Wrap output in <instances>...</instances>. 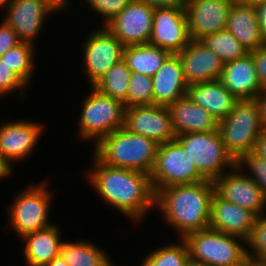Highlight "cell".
Segmentation results:
<instances>
[{
  "mask_svg": "<svg viewBox=\"0 0 266 266\" xmlns=\"http://www.w3.org/2000/svg\"><path fill=\"white\" fill-rule=\"evenodd\" d=\"M246 243L253 250L252 254L247 251L248 258L258 266H266V217L264 214L257 216L252 235Z\"/></svg>",
  "mask_w": 266,
  "mask_h": 266,
  "instance_id": "cell-33",
  "label": "cell"
},
{
  "mask_svg": "<svg viewBox=\"0 0 266 266\" xmlns=\"http://www.w3.org/2000/svg\"><path fill=\"white\" fill-rule=\"evenodd\" d=\"M20 43L17 33L4 21L0 25V56Z\"/></svg>",
  "mask_w": 266,
  "mask_h": 266,
  "instance_id": "cell-37",
  "label": "cell"
},
{
  "mask_svg": "<svg viewBox=\"0 0 266 266\" xmlns=\"http://www.w3.org/2000/svg\"><path fill=\"white\" fill-rule=\"evenodd\" d=\"M233 0H195L185 7L188 32L191 39L226 29Z\"/></svg>",
  "mask_w": 266,
  "mask_h": 266,
  "instance_id": "cell-14",
  "label": "cell"
},
{
  "mask_svg": "<svg viewBox=\"0 0 266 266\" xmlns=\"http://www.w3.org/2000/svg\"><path fill=\"white\" fill-rule=\"evenodd\" d=\"M258 105L260 119L266 129V88H264L254 99Z\"/></svg>",
  "mask_w": 266,
  "mask_h": 266,
  "instance_id": "cell-40",
  "label": "cell"
},
{
  "mask_svg": "<svg viewBox=\"0 0 266 266\" xmlns=\"http://www.w3.org/2000/svg\"><path fill=\"white\" fill-rule=\"evenodd\" d=\"M236 239V240H235ZM237 239H244L225 234L211 228L192 232L185 241L190 261L203 266H235L247 257V249Z\"/></svg>",
  "mask_w": 266,
  "mask_h": 266,
  "instance_id": "cell-5",
  "label": "cell"
},
{
  "mask_svg": "<svg viewBox=\"0 0 266 266\" xmlns=\"http://www.w3.org/2000/svg\"><path fill=\"white\" fill-rule=\"evenodd\" d=\"M226 30L230 32L248 52L265 43L255 5L233 3L229 12Z\"/></svg>",
  "mask_w": 266,
  "mask_h": 266,
  "instance_id": "cell-24",
  "label": "cell"
},
{
  "mask_svg": "<svg viewBox=\"0 0 266 266\" xmlns=\"http://www.w3.org/2000/svg\"><path fill=\"white\" fill-rule=\"evenodd\" d=\"M85 46V68L93 87L113 65L123 59L125 46L105 26L93 31Z\"/></svg>",
  "mask_w": 266,
  "mask_h": 266,
  "instance_id": "cell-13",
  "label": "cell"
},
{
  "mask_svg": "<svg viewBox=\"0 0 266 266\" xmlns=\"http://www.w3.org/2000/svg\"><path fill=\"white\" fill-rule=\"evenodd\" d=\"M219 81L239 101L254 100L264 89L258 80L251 52L225 63Z\"/></svg>",
  "mask_w": 266,
  "mask_h": 266,
  "instance_id": "cell-19",
  "label": "cell"
},
{
  "mask_svg": "<svg viewBox=\"0 0 266 266\" xmlns=\"http://www.w3.org/2000/svg\"><path fill=\"white\" fill-rule=\"evenodd\" d=\"M11 171L10 163L0 154V179L9 176Z\"/></svg>",
  "mask_w": 266,
  "mask_h": 266,
  "instance_id": "cell-43",
  "label": "cell"
},
{
  "mask_svg": "<svg viewBox=\"0 0 266 266\" xmlns=\"http://www.w3.org/2000/svg\"><path fill=\"white\" fill-rule=\"evenodd\" d=\"M194 157L175 139L159 144L156 160L150 173L155 193L162 188L202 182Z\"/></svg>",
  "mask_w": 266,
  "mask_h": 266,
  "instance_id": "cell-7",
  "label": "cell"
},
{
  "mask_svg": "<svg viewBox=\"0 0 266 266\" xmlns=\"http://www.w3.org/2000/svg\"><path fill=\"white\" fill-rule=\"evenodd\" d=\"M191 41L185 8L179 5L156 8L153 14L150 45L169 51L181 52Z\"/></svg>",
  "mask_w": 266,
  "mask_h": 266,
  "instance_id": "cell-11",
  "label": "cell"
},
{
  "mask_svg": "<svg viewBox=\"0 0 266 266\" xmlns=\"http://www.w3.org/2000/svg\"><path fill=\"white\" fill-rule=\"evenodd\" d=\"M256 219L257 215L254 212L226 201L214 193L209 228L240 237L247 242L252 235Z\"/></svg>",
  "mask_w": 266,
  "mask_h": 266,
  "instance_id": "cell-18",
  "label": "cell"
},
{
  "mask_svg": "<svg viewBox=\"0 0 266 266\" xmlns=\"http://www.w3.org/2000/svg\"><path fill=\"white\" fill-rule=\"evenodd\" d=\"M200 40L213 51L224 64L232 62L249 53L226 29L206 35Z\"/></svg>",
  "mask_w": 266,
  "mask_h": 266,
  "instance_id": "cell-29",
  "label": "cell"
},
{
  "mask_svg": "<svg viewBox=\"0 0 266 266\" xmlns=\"http://www.w3.org/2000/svg\"><path fill=\"white\" fill-rule=\"evenodd\" d=\"M217 129L224 146L236 161L254 151L256 140L265 130L254 100L238 101L218 122Z\"/></svg>",
  "mask_w": 266,
  "mask_h": 266,
  "instance_id": "cell-4",
  "label": "cell"
},
{
  "mask_svg": "<svg viewBox=\"0 0 266 266\" xmlns=\"http://www.w3.org/2000/svg\"><path fill=\"white\" fill-rule=\"evenodd\" d=\"M248 166L252 171L253 176H248L252 179L262 190L266 199V160L259 158L253 152L242 156L237 161V167L241 169L243 166ZM246 164V165H245Z\"/></svg>",
  "mask_w": 266,
  "mask_h": 266,
  "instance_id": "cell-34",
  "label": "cell"
},
{
  "mask_svg": "<svg viewBox=\"0 0 266 266\" xmlns=\"http://www.w3.org/2000/svg\"><path fill=\"white\" fill-rule=\"evenodd\" d=\"M235 3L240 4H248V5H256L259 2L266 1V0H233Z\"/></svg>",
  "mask_w": 266,
  "mask_h": 266,
  "instance_id": "cell-46",
  "label": "cell"
},
{
  "mask_svg": "<svg viewBox=\"0 0 266 266\" xmlns=\"http://www.w3.org/2000/svg\"><path fill=\"white\" fill-rule=\"evenodd\" d=\"M34 44L21 42L16 47L9 49L0 59L27 84L33 73Z\"/></svg>",
  "mask_w": 266,
  "mask_h": 266,
  "instance_id": "cell-30",
  "label": "cell"
},
{
  "mask_svg": "<svg viewBox=\"0 0 266 266\" xmlns=\"http://www.w3.org/2000/svg\"><path fill=\"white\" fill-rule=\"evenodd\" d=\"M56 9H65L69 4L67 0H48Z\"/></svg>",
  "mask_w": 266,
  "mask_h": 266,
  "instance_id": "cell-45",
  "label": "cell"
},
{
  "mask_svg": "<svg viewBox=\"0 0 266 266\" xmlns=\"http://www.w3.org/2000/svg\"><path fill=\"white\" fill-rule=\"evenodd\" d=\"M25 83L0 59V96L15 89H23Z\"/></svg>",
  "mask_w": 266,
  "mask_h": 266,
  "instance_id": "cell-36",
  "label": "cell"
},
{
  "mask_svg": "<svg viewBox=\"0 0 266 266\" xmlns=\"http://www.w3.org/2000/svg\"><path fill=\"white\" fill-rule=\"evenodd\" d=\"M189 261L188 247L183 240L181 245L172 244L149 253L141 266H186Z\"/></svg>",
  "mask_w": 266,
  "mask_h": 266,
  "instance_id": "cell-31",
  "label": "cell"
},
{
  "mask_svg": "<svg viewBox=\"0 0 266 266\" xmlns=\"http://www.w3.org/2000/svg\"><path fill=\"white\" fill-rule=\"evenodd\" d=\"M255 66L258 80L263 88H266V42L263 43L259 48L251 51Z\"/></svg>",
  "mask_w": 266,
  "mask_h": 266,
  "instance_id": "cell-38",
  "label": "cell"
},
{
  "mask_svg": "<svg viewBox=\"0 0 266 266\" xmlns=\"http://www.w3.org/2000/svg\"><path fill=\"white\" fill-rule=\"evenodd\" d=\"M235 266H258L252 259L246 258L242 263Z\"/></svg>",
  "mask_w": 266,
  "mask_h": 266,
  "instance_id": "cell-47",
  "label": "cell"
},
{
  "mask_svg": "<svg viewBox=\"0 0 266 266\" xmlns=\"http://www.w3.org/2000/svg\"><path fill=\"white\" fill-rule=\"evenodd\" d=\"M255 7L257 9V16L261 28L262 37L266 42V1L257 3Z\"/></svg>",
  "mask_w": 266,
  "mask_h": 266,
  "instance_id": "cell-39",
  "label": "cell"
},
{
  "mask_svg": "<svg viewBox=\"0 0 266 266\" xmlns=\"http://www.w3.org/2000/svg\"><path fill=\"white\" fill-rule=\"evenodd\" d=\"M144 3H146L148 6H151L152 8H169L176 6L175 0H139Z\"/></svg>",
  "mask_w": 266,
  "mask_h": 266,
  "instance_id": "cell-42",
  "label": "cell"
},
{
  "mask_svg": "<svg viewBox=\"0 0 266 266\" xmlns=\"http://www.w3.org/2000/svg\"><path fill=\"white\" fill-rule=\"evenodd\" d=\"M90 7L103 15L105 24L119 14L131 0H86Z\"/></svg>",
  "mask_w": 266,
  "mask_h": 266,
  "instance_id": "cell-35",
  "label": "cell"
},
{
  "mask_svg": "<svg viewBox=\"0 0 266 266\" xmlns=\"http://www.w3.org/2000/svg\"><path fill=\"white\" fill-rule=\"evenodd\" d=\"M176 4L182 7L188 6L190 3L194 2L195 0H175Z\"/></svg>",
  "mask_w": 266,
  "mask_h": 266,
  "instance_id": "cell-48",
  "label": "cell"
},
{
  "mask_svg": "<svg viewBox=\"0 0 266 266\" xmlns=\"http://www.w3.org/2000/svg\"><path fill=\"white\" fill-rule=\"evenodd\" d=\"M186 266H203V265L189 261V263Z\"/></svg>",
  "mask_w": 266,
  "mask_h": 266,
  "instance_id": "cell-49",
  "label": "cell"
},
{
  "mask_svg": "<svg viewBox=\"0 0 266 266\" xmlns=\"http://www.w3.org/2000/svg\"><path fill=\"white\" fill-rule=\"evenodd\" d=\"M10 0H0V7L3 5H7L9 3Z\"/></svg>",
  "mask_w": 266,
  "mask_h": 266,
  "instance_id": "cell-50",
  "label": "cell"
},
{
  "mask_svg": "<svg viewBox=\"0 0 266 266\" xmlns=\"http://www.w3.org/2000/svg\"><path fill=\"white\" fill-rule=\"evenodd\" d=\"M214 193V182L209 180L171 185L156 192L155 205L183 239L189 233L209 228Z\"/></svg>",
  "mask_w": 266,
  "mask_h": 266,
  "instance_id": "cell-2",
  "label": "cell"
},
{
  "mask_svg": "<svg viewBox=\"0 0 266 266\" xmlns=\"http://www.w3.org/2000/svg\"><path fill=\"white\" fill-rule=\"evenodd\" d=\"M172 127L176 136L186 133H202L216 130L218 122L188 95L168 106Z\"/></svg>",
  "mask_w": 266,
  "mask_h": 266,
  "instance_id": "cell-22",
  "label": "cell"
},
{
  "mask_svg": "<svg viewBox=\"0 0 266 266\" xmlns=\"http://www.w3.org/2000/svg\"><path fill=\"white\" fill-rule=\"evenodd\" d=\"M253 153L261 159L266 160V129L259 135L256 140Z\"/></svg>",
  "mask_w": 266,
  "mask_h": 266,
  "instance_id": "cell-41",
  "label": "cell"
},
{
  "mask_svg": "<svg viewBox=\"0 0 266 266\" xmlns=\"http://www.w3.org/2000/svg\"><path fill=\"white\" fill-rule=\"evenodd\" d=\"M124 128L146 136L158 144L176 139L168 107L159 105L131 106L125 109Z\"/></svg>",
  "mask_w": 266,
  "mask_h": 266,
  "instance_id": "cell-12",
  "label": "cell"
},
{
  "mask_svg": "<svg viewBox=\"0 0 266 266\" xmlns=\"http://www.w3.org/2000/svg\"><path fill=\"white\" fill-rule=\"evenodd\" d=\"M8 15L4 20L21 42L32 44L41 31L44 17L56 9L48 0H10L6 5Z\"/></svg>",
  "mask_w": 266,
  "mask_h": 266,
  "instance_id": "cell-16",
  "label": "cell"
},
{
  "mask_svg": "<svg viewBox=\"0 0 266 266\" xmlns=\"http://www.w3.org/2000/svg\"><path fill=\"white\" fill-rule=\"evenodd\" d=\"M42 127L21 121L5 123L0 127V154L9 162L22 160L32 152L41 136Z\"/></svg>",
  "mask_w": 266,
  "mask_h": 266,
  "instance_id": "cell-21",
  "label": "cell"
},
{
  "mask_svg": "<svg viewBox=\"0 0 266 266\" xmlns=\"http://www.w3.org/2000/svg\"><path fill=\"white\" fill-rule=\"evenodd\" d=\"M153 104L168 107L187 95L185 80L178 54H170L152 77Z\"/></svg>",
  "mask_w": 266,
  "mask_h": 266,
  "instance_id": "cell-20",
  "label": "cell"
},
{
  "mask_svg": "<svg viewBox=\"0 0 266 266\" xmlns=\"http://www.w3.org/2000/svg\"><path fill=\"white\" fill-rule=\"evenodd\" d=\"M176 140L194 157L198 173L209 181H215L229 166L233 170L237 161L227 151L218 129L202 133H186Z\"/></svg>",
  "mask_w": 266,
  "mask_h": 266,
  "instance_id": "cell-6",
  "label": "cell"
},
{
  "mask_svg": "<svg viewBox=\"0 0 266 266\" xmlns=\"http://www.w3.org/2000/svg\"><path fill=\"white\" fill-rule=\"evenodd\" d=\"M171 53L150 44L129 45L124 48L123 59L131 72L153 77Z\"/></svg>",
  "mask_w": 266,
  "mask_h": 266,
  "instance_id": "cell-26",
  "label": "cell"
},
{
  "mask_svg": "<svg viewBox=\"0 0 266 266\" xmlns=\"http://www.w3.org/2000/svg\"><path fill=\"white\" fill-rule=\"evenodd\" d=\"M94 160L95 168L89 178L106 202L134 220L155 206L156 193L150 174L106 165L95 155Z\"/></svg>",
  "mask_w": 266,
  "mask_h": 266,
  "instance_id": "cell-1",
  "label": "cell"
},
{
  "mask_svg": "<svg viewBox=\"0 0 266 266\" xmlns=\"http://www.w3.org/2000/svg\"><path fill=\"white\" fill-rule=\"evenodd\" d=\"M46 185L31 186L19 194L10 211V224L20 237L45 229L48 223L51 193Z\"/></svg>",
  "mask_w": 266,
  "mask_h": 266,
  "instance_id": "cell-9",
  "label": "cell"
},
{
  "mask_svg": "<svg viewBox=\"0 0 266 266\" xmlns=\"http://www.w3.org/2000/svg\"><path fill=\"white\" fill-rule=\"evenodd\" d=\"M45 266H69L66 261L59 255L55 257L51 262L46 264Z\"/></svg>",
  "mask_w": 266,
  "mask_h": 266,
  "instance_id": "cell-44",
  "label": "cell"
},
{
  "mask_svg": "<svg viewBox=\"0 0 266 266\" xmlns=\"http://www.w3.org/2000/svg\"><path fill=\"white\" fill-rule=\"evenodd\" d=\"M155 9L139 0L129 4L104 26L124 45L148 44Z\"/></svg>",
  "mask_w": 266,
  "mask_h": 266,
  "instance_id": "cell-10",
  "label": "cell"
},
{
  "mask_svg": "<svg viewBox=\"0 0 266 266\" xmlns=\"http://www.w3.org/2000/svg\"><path fill=\"white\" fill-rule=\"evenodd\" d=\"M131 71L124 59L113 65L93 86L100 93L124 101L128 95Z\"/></svg>",
  "mask_w": 266,
  "mask_h": 266,
  "instance_id": "cell-28",
  "label": "cell"
},
{
  "mask_svg": "<svg viewBox=\"0 0 266 266\" xmlns=\"http://www.w3.org/2000/svg\"><path fill=\"white\" fill-rule=\"evenodd\" d=\"M60 256L69 266H107L110 260L93 243L62 242Z\"/></svg>",
  "mask_w": 266,
  "mask_h": 266,
  "instance_id": "cell-27",
  "label": "cell"
},
{
  "mask_svg": "<svg viewBox=\"0 0 266 266\" xmlns=\"http://www.w3.org/2000/svg\"><path fill=\"white\" fill-rule=\"evenodd\" d=\"M128 85V95L123 101L125 108L153 105L152 77L137 72H131Z\"/></svg>",
  "mask_w": 266,
  "mask_h": 266,
  "instance_id": "cell-32",
  "label": "cell"
},
{
  "mask_svg": "<svg viewBox=\"0 0 266 266\" xmlns=\"http://www.w3.org/2000/svg\"><path fill=\"white\" fill-rule=\"evenodd\" d=\"M84 101L80 117L79 135L84 139L94 138L98 142L113 131L124 127V102L104 95L94 87Z\"/></svg>",
  "mask_w": 266,
  "mask_h": 266,
  "instance_id": "cell-8",
  "label": "cell"
},
{
  "mask_svg": "<svg viewBox=\"0 0 266 266\" xmlns=\"http://www.w3.org/2000/svg\"><path fill=\"white\" fill-rule=\"evenodd\" d=\"M24 255L29 266H45L60 255L62 241L58 227L51 225L25 235Z\"/></svg>",
  "mask_w": 266,
  "mask_h": 266,
  "instance_id": "cell-25",
  "label": "cell"
},
{
  "mask_svg": "<svg viewBox=\"0 0 266 266\" xmlns=\"http://www.w3.org/2000/svg\"><path fill=\"white\" fill-rule=\"evenodd\" d=\"M177 54L188 85L219 80L224 63L201 40L191 39Z\"/></svg>",
  "mask_w": 266,
  "mask_h": 266,
  "instance_id": "cell-17",
  "label": "cell"
},
{
  "mask_svg": "<svg viewBox=\"0 0 266 266\" xmlns=\"http://www.w3.org/2000/svg\"><path fill=\"white\" fill-rule=\"evenodd\" d=\"M94 155L104 164L147 174L152 172L159 144L124 127L101 138Z\"/></svg>",
  "mask_w": 266,
  "mask_h": 266,
  "instance_id": "cell-3",
  "label": "cell"
},
{
  "mask_svg": "<svg viewBox=\"0 0 266 266\" xmlns=\"http://www.w3.org/2000/svg\"><path fill=\"white\" fill-rule=\"evenodd\" d=\"M233 170L214 181L215 192L226 201L261 215L266 205L261 188L248 175L239 173V167Z\"/></svg>",
  "mask_w": 266,
  "mask_h": 266,
  "instance_id": "cell-15",
  "label": "cell"
},
{
  "mask_svg": "<svg viewBox=\"0 0 266 266\" xmlns=\"http://www.w3.org/2000/svg\"><path fill=\"white\" fill-rule=\"evenodd\" d=\"M187 95L217 122L223 120L239 101L219 80L188 85Z\"/></svg>",
  "mask_w": 266,
  "mask_h": 266,
  "instance_id": "cell-23",
  "label": "cell"
}]
</instances>
